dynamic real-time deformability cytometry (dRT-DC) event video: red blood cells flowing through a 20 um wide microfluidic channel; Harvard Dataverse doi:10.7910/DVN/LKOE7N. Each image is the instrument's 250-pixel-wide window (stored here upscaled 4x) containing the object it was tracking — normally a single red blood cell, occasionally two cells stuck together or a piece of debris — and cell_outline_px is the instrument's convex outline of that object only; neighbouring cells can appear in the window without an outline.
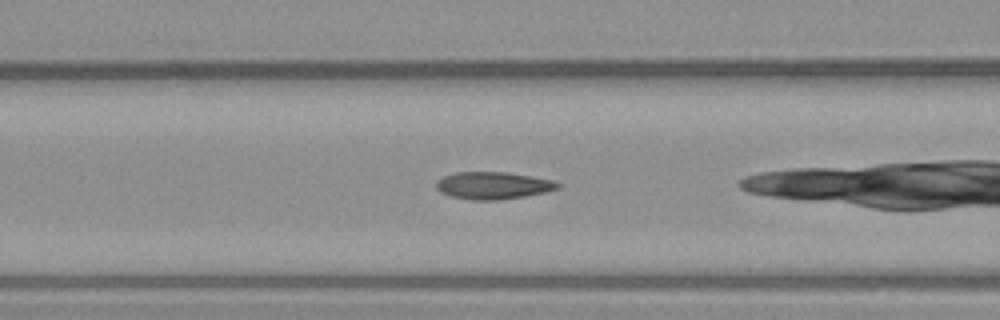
{"species": "common noctule bat (a hibernating species)", "species_latin": "Nyctalus noctula", "temperature_condition": "warm", "stored_images_in_passage": 51, "camera_frame_rate_fps": 3000, "um_per_image_px": 0.085, "animal": {"sex": "male", "body_mass_g": 23.1, "forearm_length_mm": 52.7}, "frame": {"image": 1, "passage_image": 18, "time_ms": 5.667, "image_size_px": [1000, 320], "cell_outline_px": [[560, 188], [544, 192], [524, 196], [496, 200], [472, 200], [452, 196], [440, 192], [436, 188], [436, 180], [444, 176], [456, 172], [508, 172], [532, 176], [552, 180], [560, 184]], "centroid_in_image_um": [41.89, 15.76], "position_along_channel_um": 124.7, "area_um2": 19.25}}
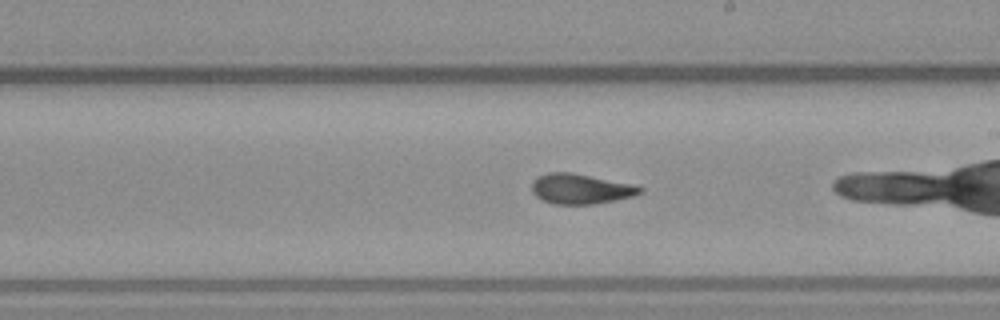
{"frame": {"image": 2, "passage_image": 27, "time_ms": 8.667, "image_size_px": [1000, 320], "cell_outline_px": [[644, 192], [632, 196], [596, 204], [552, 204], [536, 196], [532, 192], [532, 180], [548, 172], [572, 172], [632, 184], [644, 188]], "centroid_in_image_um": [49.35, 16.05], "position_along_channel_um": 239.6, "area_um2": 18.96}}
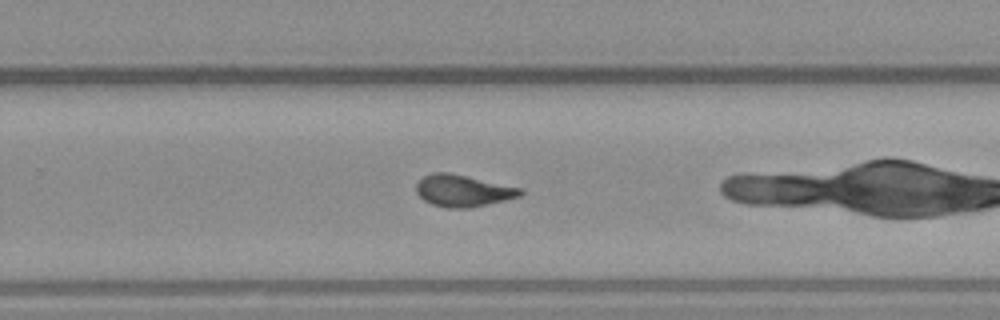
{"frame": {"image": 3, "passage_image": 31, "time_ms": 10.0, "image_size_px": [1000, 320], "cell_outline_px": [[524, 192], [520, 196], [488, 204], [468, 208], [448, 208], [432, 204], [424, 200], [416, 192], [416, 184], [424, 176], [432, 172], [448, 172], [524, 188]], "centroid_in_image_um": [39.37, 16.2], "position_along_channel_um": 290.4, "area_um2": 19.31}, "authors_computed_cell_mechanics": {"area_um2": 19.4208, "velocity_mm_per_s": 3.8425, "shape_relaxation_time_tau1_ms": 5.6948, "shape_relaxation_time_tau2_ms": 1.6058, "deformation_change_tau1": 0.1959, "deformation_change_tau2": 0.091}}